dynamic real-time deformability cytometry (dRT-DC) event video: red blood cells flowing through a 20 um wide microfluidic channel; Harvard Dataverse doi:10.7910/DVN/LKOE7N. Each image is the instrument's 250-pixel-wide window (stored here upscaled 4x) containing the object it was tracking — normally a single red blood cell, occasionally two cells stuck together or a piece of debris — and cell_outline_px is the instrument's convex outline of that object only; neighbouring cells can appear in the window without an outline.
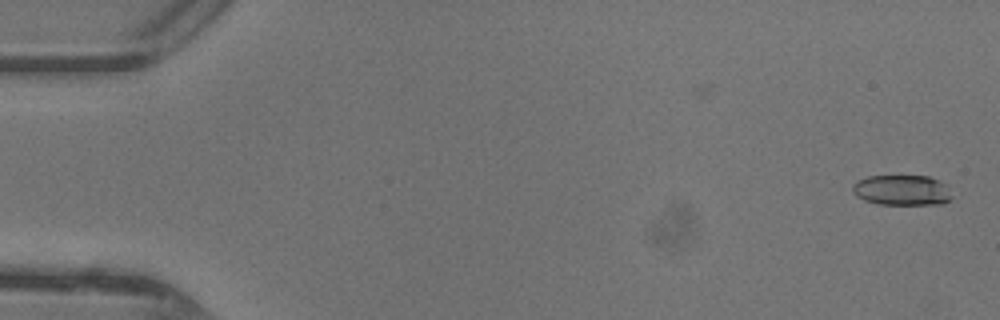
{"species": "common noctule bat (a hibernating species)", "species_latin": "Nyctalus noctula", "temperature_condition": "warm", "stored_images_in_passage": 47, "camera_frame_rate_fps": 3000, "um_per_image_px": 0.085, "animal": {"sex": "female"}, "frame": {"image": 1, "passage_image": 1, "time_ms": 0.0, "image_size_px": [1000, 320], "cell_outline_px": [[952, 196], [944, 204], [880, 204], [864, 200], [856, 196], [852, 192], [852, 184], [856, 180], [868, 176], [928, 176], [940, 180], [948, 184]], "centroid_in_image_um": [76.67, 16.15], "position_along_channel_um": 8.3, "area_um2": 17.86}}
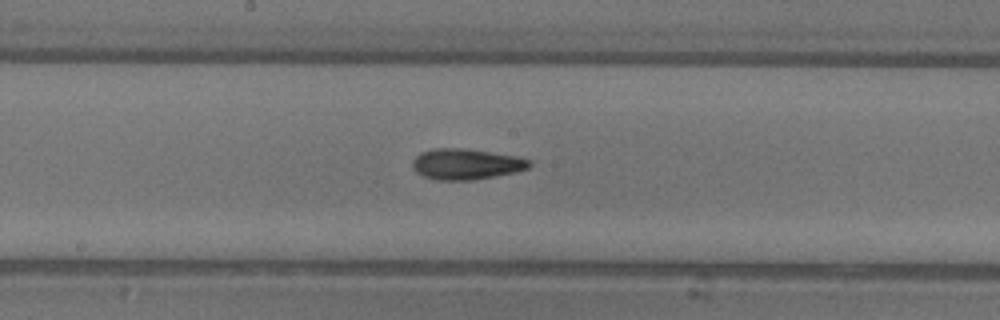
{"frame": {"image": 2, "passage_image": 25, "time_ms": 8.0, "image_size_px": [1000, 320], "cell_outline_px": [[532, 164], [528, 168], [516, 172], [472, 180], [436, 180], [424, 176], [416, 172], [412, 168], [412, 160], [420, 152], [432, 148], [464, 148], [516, 156], [528, 160]], "centroid_in_image_um": [39.57, 13.94], "position_along_channel_um": 208.6, "area_um2": 20.98}}
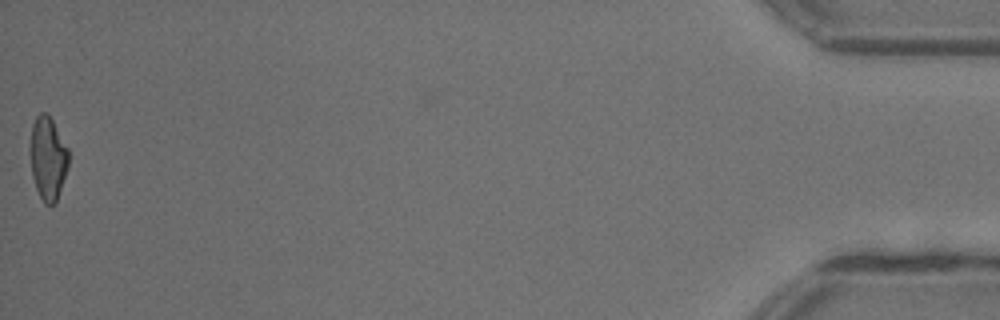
{"frame": {"image": 3, "passage_image": 47, "time_ms": 15.333, "image_size_px": [1000, 320], "cell_outline_px": [[68, 168], [56, 204], [44, 204], [36, 188], [32, 176], [28, 148], [28, 144], [32, 124], [36, 116], [40, 112], [44, 112], [52, 120], [68, 148]], "centroid_in_image_um": [4.04, 13.46], "position_along_channel_um": 431.2, "area_um2": 19.02}, "authors_computed_cell_mechanics": {"area_um2": 19.4208, "velocity_mm_per_s": 4.4334, "shape_relaxation_time_tau1_ms": 6.0934, "shape_relaxation_time_tau2_ms": 4.1626, "deformation_change_tau1": 0.1879, "deformation_change_tau2": 0.1425}}